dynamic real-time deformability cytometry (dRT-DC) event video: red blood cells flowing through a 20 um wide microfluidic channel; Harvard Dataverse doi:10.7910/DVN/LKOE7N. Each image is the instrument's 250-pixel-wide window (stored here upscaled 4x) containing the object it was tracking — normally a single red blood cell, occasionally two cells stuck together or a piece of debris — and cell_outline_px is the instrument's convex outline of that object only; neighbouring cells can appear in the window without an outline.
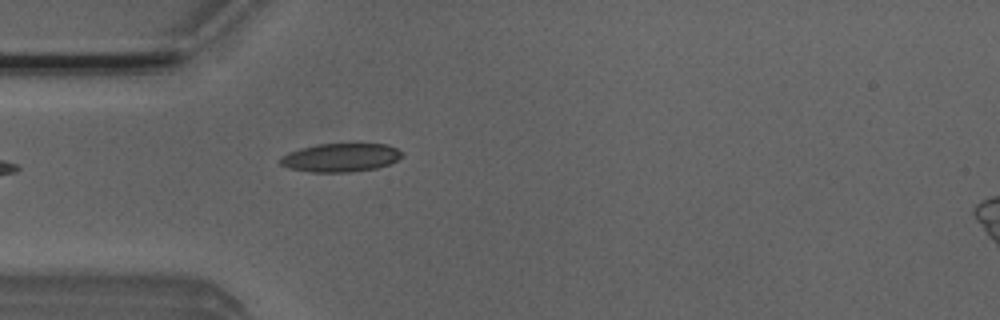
{"species": "Egyptian fruit bat (a non-hibernating species)", "species_latin": "Rousettus aegyptiacus", "temperature_condition": "room temperature", "stored_images_in_passage": 1, "camera_frame_rate_fps": 3000, "um_per_image_px": 0.085, "animal": {"sex": "male"}, "frame": {"image": 1, "passage_image": 1, "time_ms": 0.0, "image_size_px": [1000, 320], "cell_outline_px": [[404, 156], [388, 164], [376, 168], [352, 172], [312, 172], [288, 168], [280, 164], [280, 156], [288, 152], [320, 144], [388, 144], [396, 148]], "centroid_in_image_um": [28.95, 13.4], "position_along_channel_um": 56.1, "area_um2": 20.06}}